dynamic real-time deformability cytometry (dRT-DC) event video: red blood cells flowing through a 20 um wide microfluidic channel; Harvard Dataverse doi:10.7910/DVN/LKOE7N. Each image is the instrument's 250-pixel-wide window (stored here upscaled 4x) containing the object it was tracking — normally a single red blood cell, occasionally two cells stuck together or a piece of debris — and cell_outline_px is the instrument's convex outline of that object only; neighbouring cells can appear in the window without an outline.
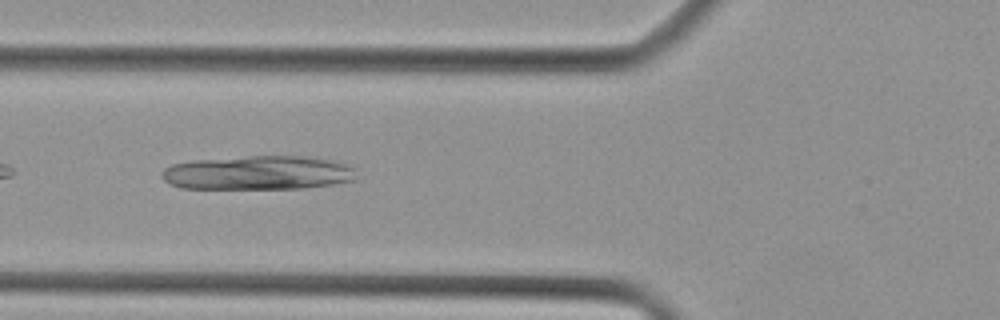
{"species": "Egyptian fruit bat (a non-hibernating species)", "species_latin": "Rousettus aegyptiacus", "temperature_condition": "cold", "stored_images_in_passage": 35, "camera_frame_rate_fps": 3000, "um_per_image_px": 0.085, "animal": {"sex": "female"}, "frame": {"image": 1, "passage_image": 9, "time_ms": 2.667, "image_size_px": [1000, 320], "cell_outline_px": [[356, 180], [332, 184], [304, 188], [180, 188], [164, 180], [160, 176], [164, 168], [172, 164], [192, 160], [248, 156], [308, 156], [332, 160], [348, 164], [356, 168]], "centroid_in_image_um": [21.97, 14.67], "position_along_channel_um": 103.8, "area_um2": 38.78}}
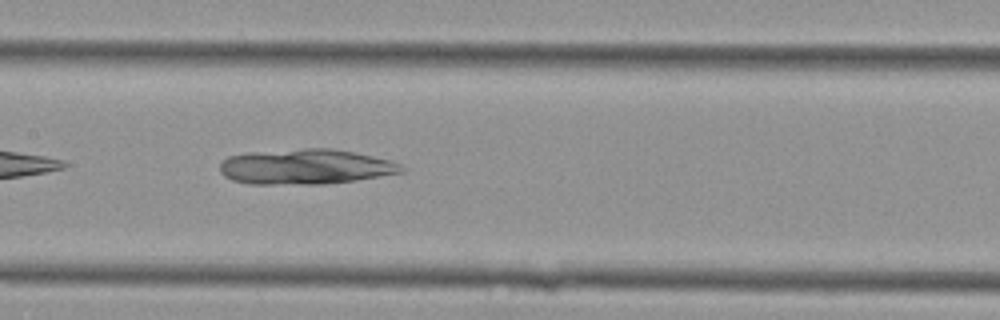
{"frame": {"image": 2, "passage_image": 14, "time_ms": 4.333, "image_size_px": [1000, 320], "cell_outline_px": [[404, 172], [356, 180], [324, 184], [248, 184], [232, 180], [224, 176], [220, 172], [220, 164], [228, 156], [248, 152], [304, 148], [332, 148], [372, 156], [388, 160], [400, 164], [404, 168]], "centroid_in_image_um": [25.93, 14.17], "position_along_channel_um": 181.5, "area_um2": 37.34}}
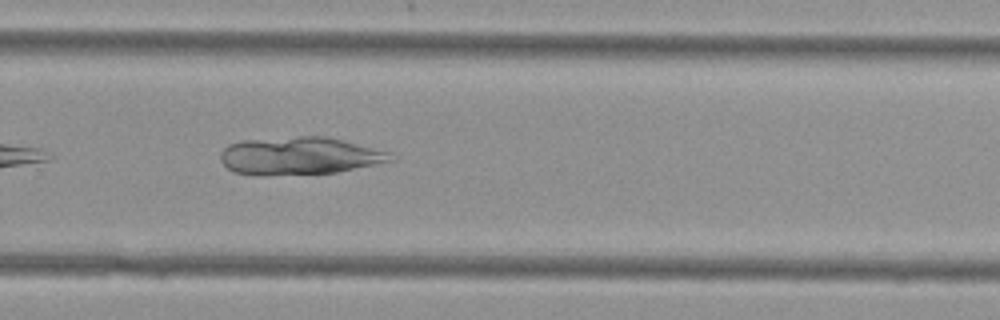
{"frame": {"image": 3, "passage_image": 22, "time_ms": 7.0, "image_size_px": [1000, 320], "cell_outline_px": [[396, 160], [336, 172], [260, 176], [256, 176], [232, 172], [220, 160], [220, 152], [228, 144], [244, 140], [300, 136], [328, 136], [392, 152]], "centroid_in_image_um": [25.46, 13.25], "position_along_channel_um": 304.3, "area_um2": 37.74}}